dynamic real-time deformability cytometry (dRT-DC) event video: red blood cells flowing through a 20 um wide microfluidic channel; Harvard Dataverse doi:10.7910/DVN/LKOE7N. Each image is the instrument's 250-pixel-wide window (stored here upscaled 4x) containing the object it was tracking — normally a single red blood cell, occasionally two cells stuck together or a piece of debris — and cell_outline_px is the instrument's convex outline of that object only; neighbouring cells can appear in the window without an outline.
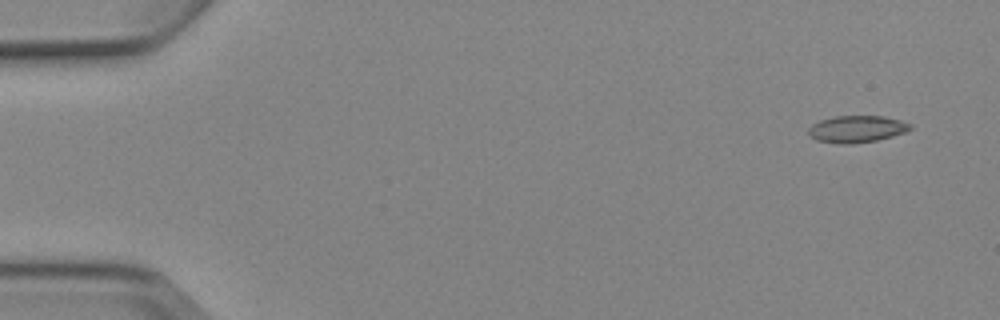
{"species": "Egyptian fruit bat (a non-hibernating species)", "species_latin": "Rousettus aegyptiacus", "temperature_condition": "cold", "stored_images_in_passage": 6, "camera_frame_rate_fps": 3000, "um_per_image_px": 0.085, "animal": {"sex": "female"}, "frame": {"image": 1, "passage_image": 1, "time_ms": 0.0, "image_size_px": [1000, 320], "cell_outline_px": [[912, 128], [904, 132], [892, 136], [876, 140], [852, 144], [840, 144], [816, 140], [808, 136], [808, 128], [812, 124], [820, 120], [832, 116], [884, 116], [900, 120], [912, 124]], "centroid_in_image_um": [72.79, 10.96], "position_along_channel_um": 12.2, "area_um2": 16.07}}
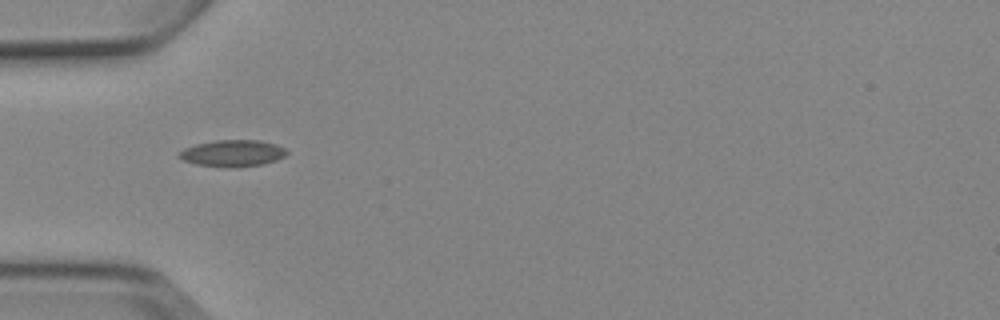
{"frame": {"image": 2, "passage_image": 5, "time_ms": 4.667, "image_size_px": [1000, 320], "cell_outline_px": [[288, 152], [284, 156], [276, 160], [264, 164], [232, 168], [228, 168], [196, 164], [184, 160], [176, 156], [176, 152], [184, 148], [196, 144], [216, 140], [260, 140], [276, 144], [284, 148]], "centroid_in_image_um": [19.74, 13.03], "position_along_channel_um": 65.3, "area_um2": 16.88}}
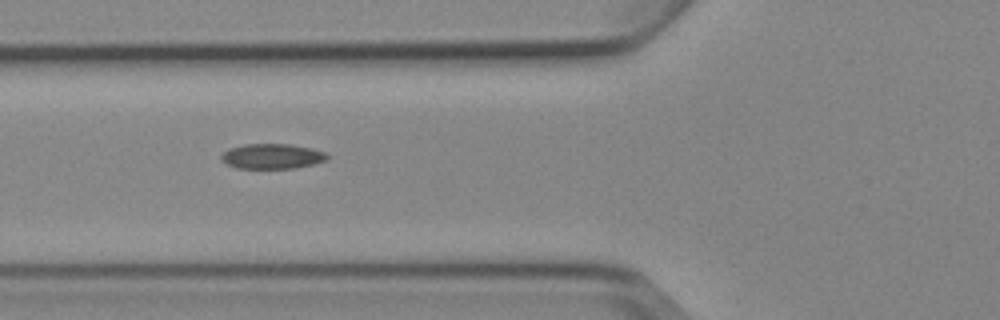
{"frame": {"image": 3, "passage_image": 6, "time_ms": 5.667, "image_size_px": [1000, 320], "cell_outline_px": [[328, 160], [296, 168], [236, 168], [220, 160], [220, 156], [228, 148], [244, 144], [292, 144], [312, 148], [328, 152]], "centroid_in_image_um": [23.15, 13.27], "position_along_channel_um": 102.7, "area_um2": 15.66}}